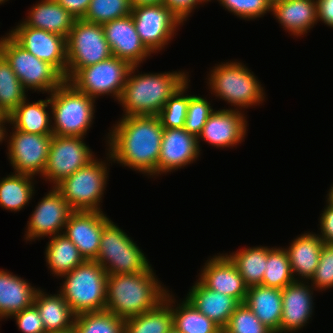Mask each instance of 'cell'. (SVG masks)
<instances>
[{
	"label": "cell",
	"mask_w": 333,
	"mask_h": 333,
	"mask_svg": "<svg viewBox=\"0 0 333 333\" xmlns=\"http://www.w3.org/2000/svg\"><path fill=\"white\" fill-rule=\"evenodd\" d=\"M168 333H180V332L177 331L174 327H172Z\"/></svg>",
	"instance_id": "54"
},
{
	"label": "cell",
	"mask_w": 333,
	"mask_h": 333,
	"mask_svg": "<svg viewBox=\"0 0 333 333\" xmlns=\"http://www.w3.org/2000/svg\"><path fill=\"white\" fill-rule=\"evenodd\" d=\"M132 7L139 5L163 4V0H130Z\"/></svg>",
	"instance_id": "50"
},
{
	"label": "cell",
	"mask_w": 333,
	"mask_h": 333,
	"mask_svg": "<svg viewBox=\"0 0 333 333\" xmlns=\"http://www.w3.org/2000/svg\"><path fill=\"white\" fill-rule=\"evenodd\" d=\"M223 7L243 19H255L269 11L272 4L269 0H218Z\"/></svg>",
	"instance_id": "43"
},
{
	"label": "cell",
	"mask_w": 333,
	"mask_h": 333,
	"mask_svg": "<svg viewBox=\"0 0 333 333\" xmlns=\"http://www.w3.org/2000/svg\"><path fill=\"white\" fill-rule=\"evenodd\" d=\"M208 78L211 91L231 105L248 108L260 104L265 93L253 72L240 62H226L211 70Z\"/></svg>",
	"instance_id": "6"
},
{
	"label": "cell",
	"mask_w": 333,
	"mask_h": 333,
	"mask_svg": "<svg viewBox=\"0 0 333 333\" xmlns=\"http://www.w3.org/2000/svg\"><path fill=\"white\" fill-rule=\"evenodd\" d=\"M45 253L48 268L59 277L68 274L85 261L75 244L64 234L53 236Z\"/></svg>",
	"instance_id": "32"
},
{
	"label": "cell",
	"mask_w": 333,
	"mask_h": 333,
	"mask_svg": "<svg viewBox=\"0 0 333 333\" xmlns=\"http://www.w3.org/2000/svg\"><path fill=\"white\" fill-rule=\"evenodd\" d=\"M312 292L313 288L301 280L282 289V318L279 333L295 332L308 323L314 307Z\"/></svg>",
	"instance_id": "22"
},
{
	"label": "cell",
	"mask_w": 333,
	"mask_h": 333,
	"mask_svg": "<svg viewBox=\"0 0 333 333\" xmlns=\"http://www.w3.org/2000/svg\"><path fill=\"white\" fill-rule=\"evenodd\" d=\"M323 243L318 235L308 232L294 239L286 248L294 277L298 275L307 280L313 277Z\"/></svg>",
	"instance_id": "29"
},
{
	"label": "cell",
	"mask_w": 333,
	"mask_h": 333,
	"mask_svg": "<svg viewBox=\"0 0 333 333\" xmlns=\"http://www.w3.org/2000/svg\"><path fill=\"white\" fill-rule=\"evenodd\" d=\"M23 87L10 64L0 54V109L9 115L23 100L27 99Z\"/></svg>",
	"instance_id": "37"
},
{
	"label": "cell",
	"mask_w": 333,
	"mask_h": 333,
	"mask_svg": "<svg viewBox=\"0 0 333 333\" xmlns=\"http://www.w3.org/2000/svg\"><path fill=\"white\" fill-rule=\"evenodd\" d=\"M170 295L173 327L180 333H222V328L197 310L186 298L174 309ZM173 307V308H172Z\"/></svg>",
	"instance_id": "35"
},
{
	"label": "cell",
	"mask_w": 333,
	"mask_h": 333,
	"mask_svg": "<svg viewBox=\"0 0 333 333\" xmlns=\"http://www.w3.org/2000/svg\"><path fill=\"white\" fill-rule=\"evenodd\" d=\"M327 204L333 206V185L331 186L329 193L327 194Z\"/></svg>",
	"instance_id": "52"
},
{
	"label": "cell",
	"mask_w": 333,
	"mask_h": 333,
	"mask_svg": "<svg viewBox=\"0 0 333 333\" xmlns=\"http://www.w3.org/2000/svg\"><path fill=\"white\" fill-rule=\"evenodd\" d=\"M200 140L184 128H164L158 174L171 172L197 160Z\"/></svg>",
	"instance_id": "19"
},
{
	"label": "cell",
	"mask_w": 333,
	"mask_h": 333,
	"mask_svg": "<svg viewBox=\"0 0 333 333\" xmlns=\"http://www.w3.org/2000/svg\"><path fill=\"white\" fill-rule=\"evenodd\" d=\"M9 123V117L8 115H5L1 120H0V142H2V140H5L6 136V127L4 126L5 123ZM4 123V124H3Z\"/></svg>",
	"instance_id": "51"
},
{
	"label": "cell",
	"mask_w": 333,
	"mask_h": 333,
	"mask_svg": "<svg viewBox=\"0 0 333 333\" xmlns=\"http://www.w3.org/2000/svg\"><path fill=\"white\" fill-rule=\"evenodd\" d=\"M209 101L200 96H189L184 129L198 137L209 116L214 111Z\"/></svg>",
	"instance_id": "42"
},
{
	"label": "cell",
	"mask_w": 333,
	"mask_h": 333,
	"mask_svg": "<svg viewBox=\"0 0 333 333\" xmlns=\"http://www.w3.org/2000/svg\"><path fill=\"white\" fill-rule=\"evenodd\" d=\"M318 21L333 28V0H316Z\"/></svg>",
	"instance_id": "49"
},
{
	"label": "cell",
	"mask_w": 333,
	"mask_h": 333,
	"mask_svg": "<svg viewBox=\"0 0 333 333\" xmlns=\"http://www.w3.org/2000/svg\"><path fill=\"white\" fill-rule=\"evenodd\" d=\"M119 122V123H118ZM108 133L112 160L135 171L158 176V160L164 128L158 116H127Z\"/></svg>",
	"instance_id": "1"
},
{
	"label": "cell",
	"mask_w": 333,
	"mask_h": 333,
	"mask_svg": "<svg viewBox=\"0 0 333 333\" xmlns=\"http://www.w3.org/2000/svg\"><path fill=\"white\" fill-rule=\"evenodd\" d=\"M73 212L72 208L62 197L60 191L53 186L35 207L27 225L26 240H35L62 234L63 229ZM62 231V233H61Z\"/></svg>",
	"instance_id": "16"
},
{
	"label": "cell",
	"mask_w": 333,
	"mask_h": 333,
	"mask_svg": "<svg viewBox=\"0 0 333 333\" xmlns=\"http://www.w3.org/2000/svg\"><path fill=\"white\" fill-rule=\"evenodd\" d=\"M77 333H124V319L103 310L86 312L75 316Z\"/></svg>",
	"instance_id": "38"
},
{
	"label": "cell",
	"mask_w": 333,
	"mask_h": 333,
	"mask_svg": "<svg viewBox=\"0 0 333 333\" xmlns=\"http://www.w3.org/2000/svg\"><path fill=\"white\" fill-rule=\"evenodd\" d=\"M132 12L130 0H91L82 20L103 25Z\"/></svg>",
	"instance_id": "39"
},
{
	"label": "cell",
	"mask_w": 333,
	"mask_h": 333,
	"mask_svg": "<svg viewBox=\"0 0 333 333\" xmlns=\"http://www.w3.org/2000/svg\"><path fill=\"white\" fill-rule=\"evenodd\" d=\"M321 215V235L318 234V236L324 243L333 244V206L326 205Z\"/></svg>",
	"instance_id": "47"
},
{
	"label": "cell",
	"mask_w": 333,
	"mask_h": 333,
	"mask_svg": "<svg viewBox=\"0 0 333 333\" xmlns=\"http://www.w3.org/2000/svg\"><path fill=\"white\" fill-rule=\"evenodd\" d=\"M247 121L239 109L214 110L198 135L212 146L230 147L241 143L245 138Z\"/></svg>",
	"instance_id": "20"
},
{
	"label": "cell",
	"mask_w": 333,
	"mask_h": 333,
	"mask_svg": "<svg viewBox=\"0 0 333 333\" xmlns=\"http://www.w3.org/2000/svg\"><path fill=\"white\" fill-rule=\"evenodd\" d=\"M137 67L133 66L130 69L119 99L120 105L124 108V117L157 116L166 101L189 80L182 71L134 75Z\"/></svg>",
	"instance_id": "3"
},
{
	"label": "cell",
	"mask_w": 333,
	"mask_h": 333,
	"mask_svg": "<svg viewBox=\"0 0 333 333\" xmlns=\"http://www.w3.org/2000/svg\"><path fill=\"white\" fill-rule=\"evenodd\" d=\"M77 20L83 19L91 0H55Z\"/></svg>",
	"instance_id": "48"
},
{
	"label": "cell",
	"mask_w": 333,
	"mask_h": 333,
	"mask_svg": "<svg viewBox=\"0 0 333 333\" xmlns=\"http://www.w3.org/2000/svg\"><path fill=\"white\" fill-rule=\"evenodd\" d=\"M66 81L81 68L96 64L112 56L103 26L76 20L68 37Z\"/></svg>",
	"instance_id": "10"
},
{
	"label": "cell",
	"mask_w": 333,
	"mask_h": 333,
	"mask_svg": "<svg viewBox=\"0 0 333 333\" xmlns=\"http://www.w3.org/2000/svg\"><path fill=\"white\" fill-rule=\"evenodd\" d=\"M102 26L113 56L139 66L152 53L141 41L131 14Z\"/></svg>",
	"instance_id": "18"
},
{
	"label": "cell",
	"mask_w": 333,
	"mask_h": 333,
	"mask_svg": "<svg viewBox=\"0 0 333 333\" xmlns=\"http://www.w3.org/2000/svg\"><path fill=\"white\" fill-rule=\"evenodd\" d=\"M264 271L261 285L266 287L284 289L287 285L299 281L293 276L285 248L267 247V263Z\"/></svg>",
	"instance_id": "36"
},
{
	"label": "cell",
	"mask_w": 333,
	"mask_h": 333,
	"mask_svg": "<svg viewBox=\"0 0 333 333\" xmlns=\"http://www.w3.org/2000/svg\"><path fill=\"white\" fill-rule=\"evenodd\" d=\"M38 290L21 277L0 270V319L32 306Z\"/></svg>",
	"instance_id": "26"
},
{
	"label": "cell",
	"mask_w": 333,
	"mask_h": 333,
	"mask_svg": "<svg viewBox=\"0 0 333 333\" xmlns=\"http://www.w3.org/2000/svg\"><path fill=\"white\" fill-rule=\"evenodd\" d=\"M244 303L273 333H279L282 318V289L256 285L247 289Z\"/></svg>",
	"instance_id": "25"
},
{
	"label": "cell",
	"mask_w": 333,
	"mask_h": 333,
	"mask_svg": "<svg viewBox=\"0 0 333 333\" xmlns=\"http://www.w3.org/2000/svg\"><path fill=\"white\" fill-rule=\"evenodd\" d=\"M110 221L102 211H73L63 234L75 244L85 260L95 261L102 230Z\"/></svg>",
	"instance_id": "17"
},
{
	"label": "cell",
	"mask_w": 333,
	"mask_h": 333,
	"mask_svg": "<svg viewBox=\"0 0 333 333\" xmlns=\"http://www.w3.org/2000/svg\"><path fill=\"white\" fill-rule=\"evenodd\" d=\"M8 34L38 59L53 65L66 81L67 46L65 37L28 27L23 22Z\"/></svg>",
	"instance_id": "15"
},
{
	"label": "cell",
	"mask_w": 333,
	"mask_h": 333,
	"mask_svg": "<svg viewBox=\"0 0 333 333\" xmlns=\"http://www.w3.org/2000/svg\"><path fill=\"white\" fill-rule=\"evenodd\" d=\"M53 135L84 137L92 125L95 99L64 81L50 93Z\"/></svg>",
	"instance_id": "5"
},
{
	"label": "cell",
	"mask_w": 333,
	"mask_h": 333,
	"mask_svg": "<svg viewBox=\"0 0 333 333\" xmlns=\"http://www.w3.org/2000/svg\"><path fill=\"white\" fill-rule=\"evenodd\" d=\"M9 137L8 157L14 173L43 175L52 135L25 133L13 128Z\"/></svg>",
	"instance_id": "14"
},
{
	"label": "cell",
	"mask_w": 333,
	"mask_h": 333,
	"mask_svg": "<svg viewBox=\"0 0 333 333\" xmlns=\"http://www.w3.org/2000/svg\"><path fill=\"white\" fill-rule=\"evenodd\" d=\"M172 327L169 290L156 308L124 320V333H168Z\"/></svg>",
	"instance_id": "31"
},
{
	"label": "cell",
	"mask_w": 333,
	"mask_h": 333,
	"mask_svg": "<svg viewBox=\"0 0 333 333\" xmlns=\"http://www.w3.org/2000/svg\"><path fill=\"white\" fill-rule=\"evenodd\" d=\"M28 15L27 19L23 20L26 26L42 29L65 38L68 37L77 20L55 0H42L32 7Z\"/></svg>",
	"instance_id": "27"
},
{
	"label": "cell",
	"mask_w": 333,
	"mask_h": 333,
	"mask_svg": "<svg viewBox=\"0 0 333 333\" xmlns=\"http://www.w3.org/2000/svg\"><path fill=\"white\" fill-rule=\"evenodd\" d=\"M270 1V3L273 5V4H275V3H277V2H280V1H283V0H269Z\"/></svg>",
	"instance_id": "55"
},
{
	"label": "cell",
	"mask_w": 333,
	"mask_h": 333,
	"mask_svg": "<svg viewBox=\"0 0 333 333\" xmlns=\"http://www.w3.org/2000/svg\"><path fill=\"white\" fill-rule=\"evenodd\" d=\"M107 171L105 162L94 158L55 187L73 211L101 212L99 205L106 187Z\"/></svg>",
	"instance_id": "9"
},
{
	"label": "cell",
	"mask_w": 333,
	"mask_h": 333,
	"mask_svg": "<svg viewBox=\"0 0 333 333\" xmlns=\"http://www.w3.org/2000/svg\"><path fill=\"white\" fill-rule=\"evenodd\" d=\"M131 15L141 41L152 53L168 45L176 28L183 23L164 4L132 7Z\"/></svg>",
	"instance_id": "13"
},
{
	"label": "cell",
	"mask_w": 333,
	"mask_h": 333,
	"mask_svg": "<svg viewBox=\"0 0 333 333\" xmlns=\"http://www.w3.org/2000/svg\"><path fill=\"white\" fill-rule=\"evenodd\" d=\"M271 12L294 36L304 35L318 22L316 0H283L273 4Z\"/></svg>",
	"instance_id": "24"
},
{
	"label": "cell",
	"mask_w": 333,
	"mask_h": 333,
	"mask_svg": "<svg viewBox=\"0 0 333 333\" xmlns=\"http://www.w3.org/2000/svg\"><path fill=\"white\" fill-rule=\"evenodd\" d=\"M105 310L127 319L153 310L168 292L153 269L133 274L108 275Z\"/></svg>",
	"instance_id": "2"
},
{
	"label": "cell",
	"mask_w": 333,
	"mask_h": 333,
	"mask_svg": "<svg viewBox=\"0 0 333 333\" xmlns=\"http://www.w3.org/2000/svg\"><path fill=\"white\" fill-rule=\"evenodd\" d=\"M61 277L59 293L75 315L105 310L108 275L97 261L85 260Z\"/></svg>",
	"instance_id": "4"
},
{
	"label": "cell",
	"mask_w": 333,
	"mask_h": 333,
	"mask_svg": "<svg viewBox=\"0 0 333 333\" xmlns=\"http://www.w3.org/2000/svg\"><path fill=\"white\" fill-rule=\"evenodd\" d=\"M222 333H273L245 304L240 303L232 313Z\"/></svg>",
	"instance_id": "41"
},
{
	"label": "cell",
	"mask_w": 333,
	"mask_h": 333,
	"mask_svg": "<svg viewBox=\"0 0 333 333\" xmlns=\"http://www.w3.org/2000/svg\"><path fill=\"white\" fill-rule=\"evenodd\" d=\"M33 176L14 173L0 180V207L20 211L34 194Z\"/></svg>",
	"instance_id": "33"
},
{
	"label": "cell",
	"mask_w": 333,
	"mask_h": 333,
	"mask_svg": "<svg viewBox=\"0 0 333 333\" xmlns=\"http://www.w3.org/2000/svg\"><path fill=\"white\" fill-rule=\"evenodd\" d=\"M23 333H46L37 307L32 306L12 315Z\"/></svg>",
	"instance_id": "45"
},
{
	"label": "cell",
	"mask_w": 333,
	"mask_h": 333,
	"mask_svg": "<svg viewBox=\"0 0 333 333\" xmlns=\"http://www.w3.org/2000/svg\"><path fill=\"white\" fill-rule=\"evenodd\" d=\"M188 88V80L175 91L157 115L163 128H184L189 95H184Z\"/></svg>",
	"instance_id": "40"
},
{
	"label": "cell",
	"mask_w": 333,
	"mask_h": 333,
	"mask_svg": "<svg viewBox=\"0 0 333 333\" xmlns=\"http://www.w3.org/2000/svg\"><path fill=\"white\" fill-rule=\"evenodd\" d=\"M0 54L27 90L50 93L65 81L64 76L53 65L38 59L8 34L0 39Z\"/></svg>",
	"instance_id": "7"
},
{
	"label": "cell",
	"mask_w": 333,
	"mask_h": 333,
	"mask_svg": "<svg viewBox=\"0 0 333 333\" xmlns=\"http://www.w3.org/2000/svg\"><path fill=\"white\" fill-rule=\"evenodd\" d=\"M23 100L9 115V123L15 129L25 133L39 135H53L52 122L46 108L50 106V99L38 100L34 103Z\"/></svg>",
	"instance_id": "30"
},
{
	"label": "cell",
	"mask_w": 333,
	"mask_h": 333,
	"mask_svg": "<svg viewBox=\"0 0 333 333\" xmlns=\"http://www.w3.org/2000/svg\"><path fill=\"white\" fill-rule=\"evenodd\" d=\"M203 2H208V0H163V4L182 22L186 21L193 9Z\"/></svg>",
	"instance_id": "46"
},
{
	"label": "cell",
	"mask_w": 333,
	"mask_h": 333,
	"mask_svg": "<svg viewBox=\"0 0 333 333\" xmlns=\"http://www.w3.org/2000/svg\"><path fill=\"white\" fill-rule=\"evenodd\" d=\"M85 137L52 135L43 177L56 186L94 159Z\"/></svg>",
	"instance_id": "12"
},
{
	"label": "cell",
	"mask_w": 333,
	"mask_h": 333,
	"mask_svg": "<svg viewBox=\"0 0 333 333\" xmlns=\"http://www.w3.org/2000/svg\"><path fill=\"white\" fill-rule=\"evenodd\" d=\"M198 280L210 290L231 296L239 303H244L248 287L227 255L219 254L207 260Z\"/></svg>",
	"instance_id": "21"
},
{
	"label": "cell",
	"mask_w": 333,
	"mask_h": 333,
	"mask_svg": "<svg viewBox=\"0 0 333 333\" xmlns=\"http://www.w3.org/2000/svg\"><path fill=\"white\" fill-rule=\"evenodd\" d=\"M34 305L40 313L46 333H58L73 328L76 315L60 293L48 295L39 289Z\"/></svg>",
	"instance_id": "28"
},
{
	"label": "cell",
	"mask_w": 333,
	"mask_h": 333,
	"mask_svg": "<svg viewBox=\"0 0 333 333\" xmlns=\"http://www.w3.org/2000/svg\"><path fill=\"white\" fill-rule=\"evenodd\" d=\"M95 261L105 269L107 275L145 272L151 267L137 244L112 221L102 230Z\"/></svg>",
	"instance_id": "8"
},
{
	"label": "cell",
	"mask_w": 333,
	"mask_h": 333,
	"mask_svg": "<svg viewBox=\"0 0 333 333\" xmlns=\"http://www.w3.org/2000/svg\"><path fill=\"white\" fill-rule=\"evenodd\" d=\"M311 282L314 289L325 290L333 287V244L323 243L319 263Z\"/></svg>",
	"instance_id": "44"
},
{
	"label": "cell",
	"mask_w": 333,
	"mask_h": 333,
	"mask_svg": "<svg viewBox=\"0 0 333 333\" xmlns=\"http://www.w3.org/2000/svg\"><path fill=\"white\" fill-rule=\"evenodd\" d=\"M186 299L222 329L240 304L235 298L207 288L200 280L190 289Z\"/></svg>",
	"instance_id": "23"
},
{
	"label": "cell",
	"mask_w": 333,
	"mask_h": 333,
	"mask_svg": "<svg viewBox=\"0 0 333 333\" xmlns=\"http://www.w3.org/2000/svg\"><path fill=\"white\" fill-rule=\"evenodd\" d=\"M226 255L235 264L248 288L261 285L267 263V247H249Z\"/></svg>",
	"instance_id": "34"
},
{
	"label": "cell",
	"mask_w": 333,
	"mask_h": 333,
	"mask_svg": "<svg viewBox=\"0 0 333 333\" xmlns=\"http://www.w3.org/2000/svg\"><path fill=\"white\" fill-rule=\"evenodd\" d=\"M132 67L129 62L112 55L81 68L68 82L95 100L101 95L112 94L119 101Z\"/></svg>",
	"instance_id": "11"
},
{
	"label": "cell",
	"mask_w": 333,
	"mask_h": 333,
	"mask_svg": "<svg viewBox=\"0 0 333 333\" xmlns=\"http://www.w3.org/2000/svg\"><path fill=\"white\" fill-rule=\"evenodd\" d=\"M5 116V113L0 109V120Z\"/></svg>",
	"instance_id": "56"
},
{
	"label": "cell",
	"mask_w": 333,
	"mask_h": 333,
	"mask_svg": "<svg viewBox=\"0 0 333 333\" xmlns=\"http://www.w3.org/2000/svg\"><path fill=\"white\" fill-rule=\"evenodd\" d=\"M58 333H77L76 330L74 329V327L70 330L67 331H63V332H58Z\"/></svg>",
	"instance_id": "53"
},
{
	"label": "cell",
	"mask_w": 333,
	"mask_h": 333,
	"mask_svg": "<svg viewBox=\"0 0 333 333\" xmlns=\"http://www.w3.org/2000/svg\"><path fill=\"white\" fill-rule=\"evenodd\" d=\"M5 1H8V0H0V4L5 3Z\"/></svg>",
	"instance_id": "57"
}]
</instances>
